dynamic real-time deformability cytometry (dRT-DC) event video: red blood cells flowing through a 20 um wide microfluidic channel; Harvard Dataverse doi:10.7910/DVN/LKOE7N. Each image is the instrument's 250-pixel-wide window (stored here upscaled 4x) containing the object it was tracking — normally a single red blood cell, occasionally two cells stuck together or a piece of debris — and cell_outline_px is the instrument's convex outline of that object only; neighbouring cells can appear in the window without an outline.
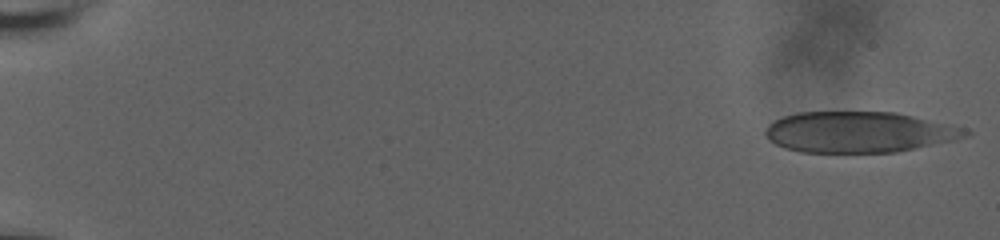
{"species": "human", "species_latin": "Homo sapiens", "temperature_condition": "room temperature", "stored_images_in_passage": 56, "camera_frame_rate_fps": 3000, "um_per_image_px": 0.085, "donor": {"sex": "male"}, "frame": {"image": 1, "passage_image": 1, "time_ms": 0.0, "image_size_px": [1000, 240], "cell_outline_px": [[972, 132], [964, 136], [952, 140], [896, 152], [800, 152], [784, 148], [776, 144], [764, 132], [768, 124], [784, 116], [800, 112], [896, 112], [964, 128]], "centroid_in_image_um": [72.98, 11.22], "position_along_channel_um": 12.0, "area_um2": 47.05}}
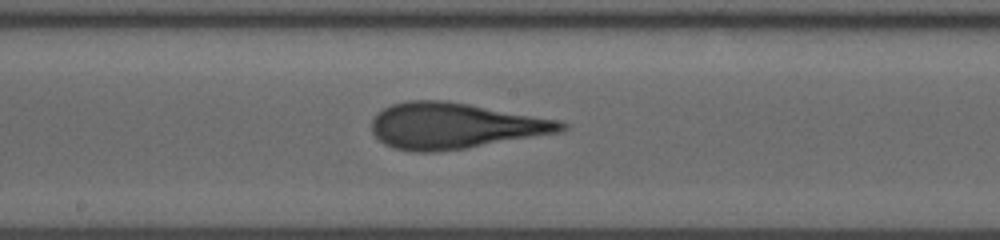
{"frame": {"image": 2, "passage_image": 32, "time_ms": 10.333, "image_size_px": [1000, 240], "cell_outline_px": [[568, 128], [560, 132], [464, 148], [432, 152], [416, 152], [396, 148], [384, 144], [372, 132], [372, 120], [376, 112], [392, 104], [408, 100], [444, 100], [468, 104], [556, 120], [568, 124]], "centroid_in_image_um": [38.59, 10.69], "position_along_channel_um": 209.6, "area_um2": 50.05}}
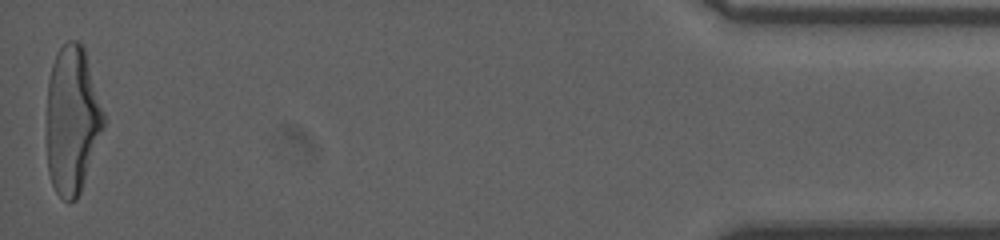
{"frame": {"image": 3, "passage_image": 56, "time_ms": 18.333, "image_size_px": [1000, 240], "cell_outline_px": [[104, 128], [80, 192], [76, 200], [68, 204], [56, 192], [52, 184], [48, 172], [48, 80], [52, 64], [56, 52], [68, 40], [76, 40], [84, 48], [104, 112]], "centroid_in_image_um": [6.14, 10.21], "position_along_channel_um": 429.1, "area_um2": 48.67}, "authors_computed_cell_mechanics": {"area_um2": 49.0722, "velocity_mm_per_s": 3.7582, "shape_relaxation_time_tau1_ms": 9.0355, "shape_relaxation_time_tau2_ms": 1.346, "deformation_change_tau1": 0.3097, "deformation_change_tau2": 0.1168}}